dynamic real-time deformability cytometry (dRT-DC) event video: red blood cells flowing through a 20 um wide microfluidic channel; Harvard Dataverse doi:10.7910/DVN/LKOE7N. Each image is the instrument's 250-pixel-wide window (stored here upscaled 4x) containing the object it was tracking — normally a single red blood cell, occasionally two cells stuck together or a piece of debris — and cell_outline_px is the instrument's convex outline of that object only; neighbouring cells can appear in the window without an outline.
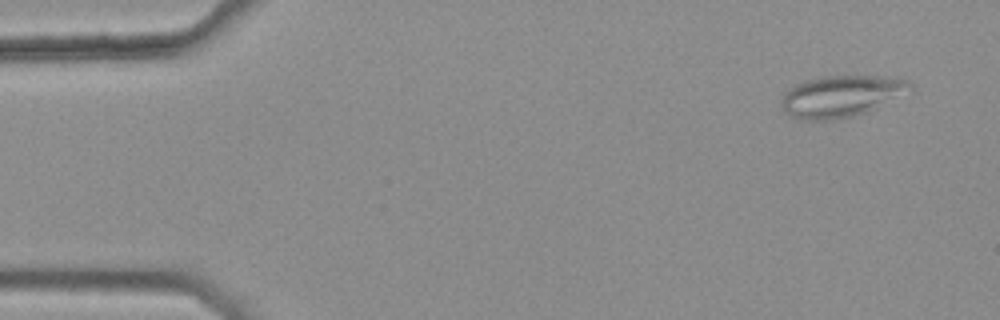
{"species": "common noctule bat (a hibernating species)", "species_latin": "Nyctalus noctula", "temperature_condition": "warm", "stored_images_in_passage": 47, "camera_frame_rate_fps": 3000, "um_per_image_px": 0.085, "animal": {"sex": "female", "body_mass_g": 25.1}, "frame": {"image": 1, "passage_image": 3, "time_ms": 0.667, "image_size_px": [1000, 320], "cell_outline_px": [[912, 92], [876, 108], [852, 116], [828, 120], [808, 120], [788, 116], [784, 112], [780, 104], [780, 100], [784, 92], [788, 88], [804, 80], [824, 76], [896, 76], [908, 80], [912, 84]], "centroid_in_image_um": [71.52, 8.16], "position_along_channel_um": 13.5, "area_um2": 31.67}}
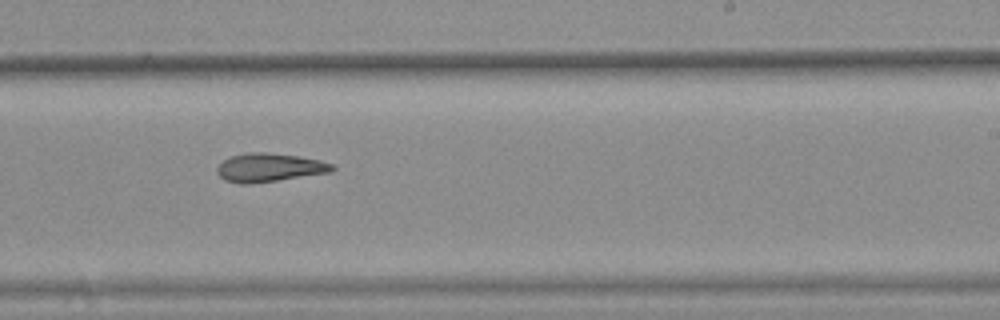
{"frame": {"image": 2, "passage_image": 32, "time_ms": 10.333, "image_size_px": [1000, 320], "cell_outline_px": [[336, 168], [328, 172], [276, 180], [248, 184], [240, 184], [224, 180], [216, 172], [216, 168], [224, 160], [232, 156], [252, 152], [264, 152], [296, 156], [320, 160], [332, 164]], "centroid_in_image_um": [22.85, 14.24], "position_along_channel_um": 266.2, "area_um2": 18.73}}
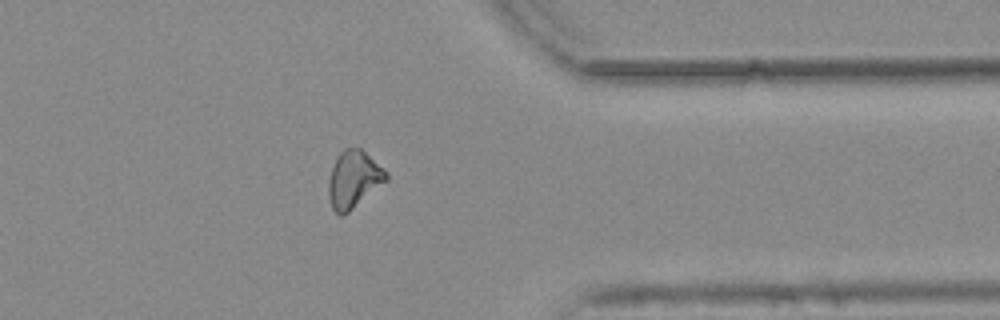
{"frame": {"image": 3, "passage_image": 42, "time_ms": 13.667, "image_size_px": [1000, 320], "cell_outline_px": [[388, 180], [344, 216], [340, 216], [332, 208], [328, 196], [328, 180], [336, 156], [344, 148], [360, 148], [384, 168], [388, 172]], "centroid_in_image_um": [30.06, 15.26], "position_along_channel_um": 381.3, "area_um2": 19.36}, "authors_computed_cell_mechanics": {"area_um2": 19.4786, "velocity_mm_per_s": 3.7714, "shape_relaxation_time_tau1_ms": null, "shape_relaxation_time_tau2_ms": 10.6947, "deformation_change_tau1": null, "deformation_change_tau2": 0.2321}}